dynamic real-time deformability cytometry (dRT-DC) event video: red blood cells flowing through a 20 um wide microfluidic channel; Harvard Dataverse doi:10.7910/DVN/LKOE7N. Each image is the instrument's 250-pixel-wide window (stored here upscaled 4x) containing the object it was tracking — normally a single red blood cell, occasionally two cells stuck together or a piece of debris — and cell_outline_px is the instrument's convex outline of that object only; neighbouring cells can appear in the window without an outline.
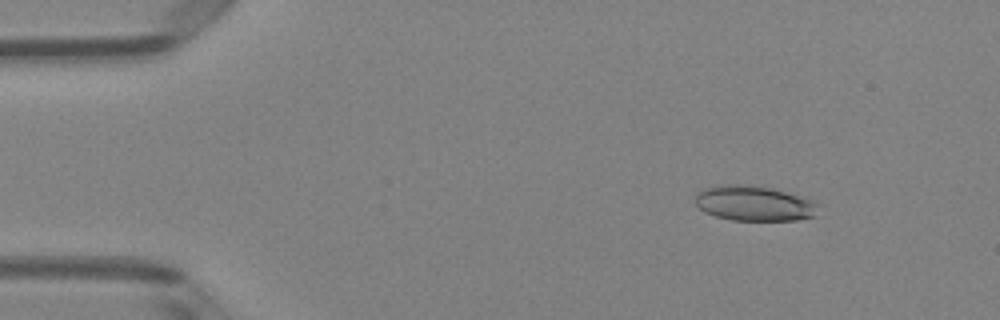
{"species": "Egyptian fruit bat (a non-hibernating species)", "species_latin": "Rousettus aegyptiacus", "temperature_condition": "room temperature", "stored_images_in_passage": 49, "camera_frame_rate_fps": 3000, "um_per_image_px": 0.085, "animal": {"sex": "female"}, "frame": {"image": 1, "passage_image": 6, "time_ms": 1.667, "image_size_px": [1000, 320], "cell_outline_px": [[820, 204], [816, 216], [796, 220], [732, 220], [716, 216], [704, 212], [692, 200], [700, 188], [712, 184], [748, 184], [776, 188], [812, 200]], "centroid_in_image_um": [64.06, 17.25], "position_along_channel_um": 20.9, "area_um2": 25.95}}
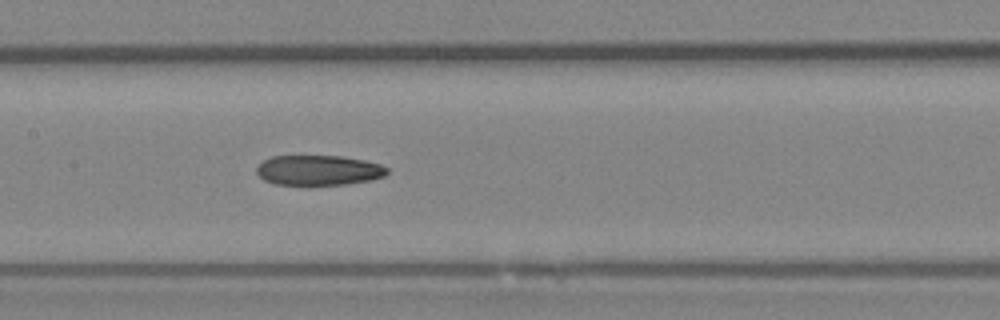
{"frame": {"image": 2, "passage_image": 24, "time_ms": 7.667, "image_size_px": [1000, 320], "cell_outline_px": [[388, 172], [384, 176], [372, 180], [348, 184], [308, 188], [272, 184], [264, 180], [256, 172], [256, 168], [264, 160], [272, 156], [340, 156], [364, 160], [380, 164], [388, 168]], "centroid_in_image_um": [27.05, 14.53], "position_along_channel_um": 180.3, "area_um2": 23.87}}
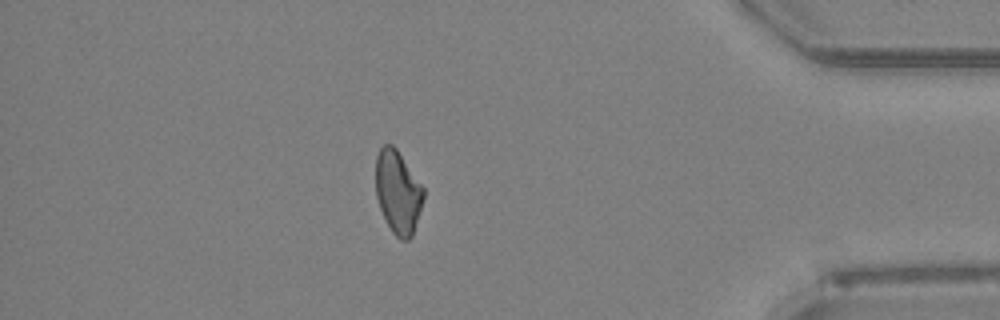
{"frame": {"image": 3, "passage_image": 43, "time_ms": 14.0, "image_size_px": [1000, 320], "cell_outline_px": [[424, 196], [412, 236], [408, 240], [400, 240], [392, 232], [380, 208], [376, 196], [376, 156], [380, 148], [384, 144], [392, 144], [396, 148], [424, 188]], "centroid_in_image_um": [33.81, 16.32], "position_along_channel_um": 401.4, "area_um2": 22.89}, "authors_computed_cell_mechanics": {"area_um2": 23.9292, "velocity_mm_per_s": 4.0973, "shape_relaxation_time_tau1_ms": null, "shape_relaxation_time_tau2_ms": 7.0125, "deformation_change_tau1": null, "deformation_change_tau2": 0.1746}}